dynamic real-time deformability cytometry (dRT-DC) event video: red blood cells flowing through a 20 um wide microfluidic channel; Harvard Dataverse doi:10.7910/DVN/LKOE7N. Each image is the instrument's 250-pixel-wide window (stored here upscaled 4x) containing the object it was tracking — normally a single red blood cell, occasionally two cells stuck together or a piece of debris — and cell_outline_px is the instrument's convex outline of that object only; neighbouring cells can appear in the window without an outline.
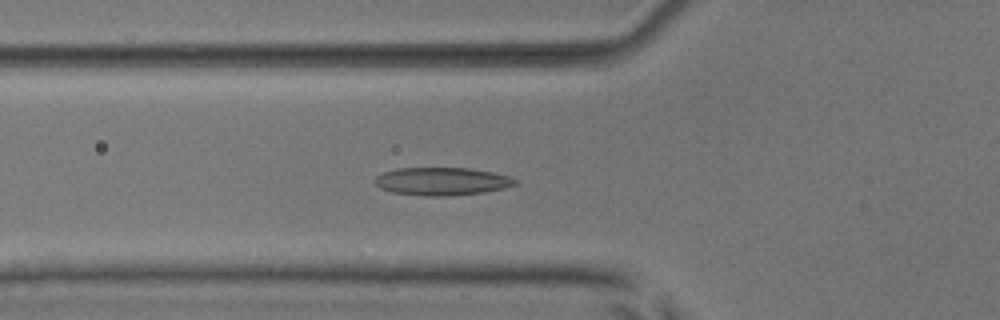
{"species": "common noctule bat (a hibernating species)", "species_latin": "Nyctalus noctula", "temperature_condition": "room temperature", "stored_images_in_passage": 47, "camera_frame_rate_fps": 3000, "um_per_image_px": 0.085, "animal": {"sex": "male", "body_mass_g": 17.9, "forearm_length_mm": 54.2}, "frame": {"image": 1, "passage_image": 19, "time_ms": 6.0, "image_size_px": [1000, 320], "cell_outline_px": [[516, 184], [504, 188], [484, 192], [448, 196], [424, 196], [392, 192], [380, 188], [376, 184], [376, 176], [384, 172], [396, 168], [468, 168], [492, 172], [508, 176], [516, 180]], "centroid_in_image_um": [37.55, 15.41], "position_along_channel_um": 88.3, "area_um2": 22.66}}
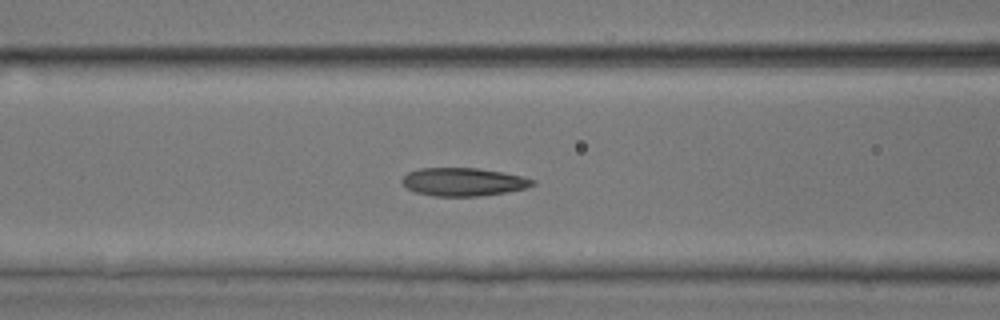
{"frame": {"image": 2, "passage_image": 22, "time_ms": 7.0, "image_size_px": [1000, 320], "cell_outline_px": [[536, 184], [528, 188], [508, 192], [480, 196], [432, 196], [416, 192], [408, 188], [400, 180], [408, 172], [420, 168], [476, 168], [500, 172], [520, 176], [536, 180]], "centroid_in_image_um": [39.4, 15.47], "position_along_channel_um": 127.2, "area_um2": 21.39}}
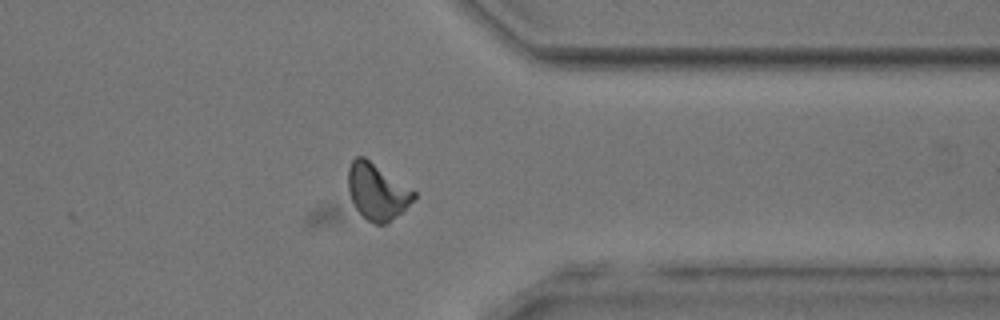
{"frame": {"image": 3, "passage_image": 42, "time_ms": 13.667, "image_size_px": [1000, 320], "cell_outline_px": [[416, 196], [388, 224], [316, 228], [304, 228], [304, 220], [308, 212], [352, 160], [356, 156], [364, 156], [416, 192]], "centroid_in_image_um": [30.62, 16.83], "position_along_channel_um": 380.8, "area_um2": 35.49}}